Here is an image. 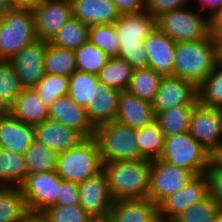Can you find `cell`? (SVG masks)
Returning a JSON list of instances; mask_svg holds the SVG:
<instances>
[{
  "label": "cell",
  "instance_id": "6da1fadb",
  "mask_svg": "<svg viewBox=\"0 0 222 222\" xmlns=\"http://www.w3.org/2000/svg\"><path fill=\"white\" fill-rule=\"evenodd\" d=\"M151 160L105 162L102 172L114 200L148 198Z\"/></svg>",
  "mask_w": 222,
  "mask_h": 222
},
{
  "label": "cell",
  "instance_id": "7a4b0ae2",
  "mask_svg": "<svg viewBox=\"0 0 222 222\" xmlns=\"http://www.w3.org/2000/svg\"><path fill=\"white\" fill-rule=\"evenodd\" d=\"M219 62V45L213 36L198 41L179 42L175 45L173 76L188 80L198 87Z\"/></svg>",
  "mask_w": 222,
  "mask_h": 222
},
{
  "label": "cell",
  "instance_id": "3957f363",
  "mask_svg": "<svg viewBox=\"0 0 222 222\" xmlns=\"http://www.w3.org/2000/svg\"><path fill=\"white\" fill-rule=\"evenodd\" d=\"M114 25L120 47L119 58L127 61L133 69L147 68L149 61L144 40L157 27L156 18L147 10L120 14Z\"/></svg>",
  "mask_w": 222,
  "mask_h": 222
},
{
  "label": "cell",
  "instance_id": "277c9868",
  "mask_svg": "<svg viewBox=\"0 0 222 222\" xmlns=\"http://www.w3.org/2000/svg\"><path fill=\"white\" fill-rule=\"evenodd\" d=\"M189 7L161 14L156 18L157 28L176 43L211 38V19Z\"/></svg>",
  "mask_w": 222,
  "mask_h": 222
},
{
  "label": "cell",
  "instance_id": "5b68a950",
  "mask_svg": "<svg viewBox=\"0 0 222 222\" xmlns=\"http://www.w3.org/2000/svg\"><path fill=\"white\" fill-rule=\"evenodd\" d=\"M103 160L96 139L86 138L79 145L58 154L57 174L66 181L83 182L102 171Z\"/></svg>",
  "mask_w": 222,
  "mask_h": 222
},
{
  "label": "cell",
  "instance_id": "8992f818",
  "mask_svg": "<svg viewBox=\"0 0 222 222\" xmlns=\"http://www.w3.org/2000/svg\"><path fill=\"white\" fill-rule=\"evenodd\" d=\"M37 39L33 10L12 8L0 20V60H10Z\"/></svg>",
  "mask_w": 222,
  "mask_h": 222
},
{
  "label": "cell",
  "instance_id": "52a82bcc",
  "mask_svg": "<svg viewBox=\"0 0 222 222\" xmlns=\"http://www.w3.org/2000/svg\"><path fill=\"white\" fill-rule=\"evenodd\" d=\"M135 129L113 120L96 126V139L103 163L119 160L145 159L140 155Z\"/></svg>",
  "mask_w": 222,
  "mask_h": 222
},
{
  "label": "cell",
  "instance_id": "ba28073f",
  "mask_svg": "<svg viewBox=\"0 0 222 222\" xmlns=\"http://www.w3.org/2000/svg\"><path fill=\"white\" fill-rule=\"evenodd\" d=\"M212 154L200 145L189 132L165 137L159 159L204 174L212 163Z\"/></svg>",
  "mask_w": 222,
  "mask_h": 222
},
{
  "label": "cell",
  "instance_id": "9c48e42d",
  "mask_svg": "<svg viewBox=\"0 0 222 222\" xmlns=\"http://www.w3.org/2000/svg\"><path fill=\"white\" fill-rule=\"evenodd\" d=\"M197 175L183 167L162 159L151 160L148 198L158 205L164 198L177 192Z\"/></svg>",
  "mask_w": 222,
  "mask_h": 222
},
{
  "label": "cell",
  "instance_id": "30bf717a",
  "mask_svg": "<svg viewBox=\"0 0 222 222\" xmlns=\"http://www.w3.org/2000/svg\"><path fill=\"white\" fill-rule=\"evenodd\" d=\"M62 180L57 171L27 175L19 186L27 209L42 212L47 207L56 205Z\"/></svg>",
  "mask_w": 222,
  "mask_h": 222
},
{
  "label": "cell",
  "instance_id": "8fae6325",
  "mask_svg": "<svg viewBox=\"0 0 222 222\" xmlns=\"http://www.w3.org/2000/svg\"><path fill=\"white\" fill-rule=\"evenodd\" d=\"M188 132L213 155L222 147V110L198 103L191 114Z\"/></svg>",
  "mask_w": 222,
  "mask_h": 222
},
{
  "label": "cell",
  "instance_id": "7c38bea8",
  "mask_svg": "<svg viewBox=\"0 0 222 222\" xmlns=\"http://www.w3.org/2000/svg\"><path fill=\"white\" fill-rule=\"evenodd\" d=\"M32 10L37 38L48 42L73 17L71 0H37Z\"/></svg>",
  "mask_w": 222,
  "mask_h": 222
},
{
  "label": "cell",
  "instance_id": "4fadbf2b",
  "mask_svg": "<svg viewBox=\"0 0 222 222\" xmlns=\"http://www.w3.org/2000/svg\"><path fill=\"white\" fill-rule=\"evenodd\" d=\"M209 196V180L207 175H197L191 182L177 192L164 198L158 205V217L175 219L191 206Z\"/></svg>",
  "mask_w": 222,
  "mask_h": 222
},
{
  "label": "cell",
  "instance_id": "5bb4252c",
  "mask_svg": "<svg viewBox=\"0 0 222 222\" xmlns=\"http://www.w3.org/2000/svg\"><path fill=\"white\" fill-rule=\"evenodd\" d=\"M48 41L37 39L8 60L16 70L22 88H33L45 75L44 54Z\"/></svg>",
  "mask_w": 222,
  "mask_h": 222
},
{
  "label": "cell",
  "instance_id": "9a60e30c",
  "mask_svg": "<svg viewBox=\"0 0 222 222\" xmlns=\"http://www.w3.org/2000/svg\"><path fill=\"white\" fill-rule=\"evenodd\" d=\"M198 87L182 78L163 77L155 100L152 102L155 114L184 104H198Z\"/></svg>",
  "mask_w": 222,
  "mask_h": 222
},
{
  "label": "cell",
  "instance_id": "2e32d148",
  "mask_svg": "<svg viewBox=\"0 0 222 222\" xmlns=\"http://www.w3.org/2000/svg\"><path fill=\"white\" fill-rule=\"evenodd\" d=\"M79 204L91 217H103L110 214L114 199L109 191L104 173L78 183Z\"/></svg>",
  "mask_w": 222,
  "mask_h": 222
},
{
  "label": "cell",
  "instance_id": "e0dca14e",
  "mask_svg": "<svg viewBox=\"0 0 222 222\" xmlns=\"http://www.w3.org/2000/svg\"><path fill=\"white\" fill-rule=\"evenodd\" d=\"M175 45L176 42L156 27L144 40L148 67L163 77L173 76Z\"/></svg>",
  "mask_w": 222,
  "mask_h": 222
},
{
  "label": "cell",
  "instance_id": "ac0fdd59",
  "mask_svg": "<svg viewBox=\"0 0 222 222\" xmlns=\"http://www.w3.org/2000/svg\"><path fill=\"white\" fill-rule=\"evenodd\" d=\"M34 132L37 142L58 154L79 145L86 139L81 132L51 119L35 125Z\"/></svg>",
  "mask_w": 222,
  "mask_h": 222
},
{
  "label": "cell",
  "instance_id": "d6986e66",
  "mask_svg": "<svg viewBox=\"0 0 222 222\" xmlns=\"http://www.w3.org/2000/svg\"><path fill=\"white\" fill-rule=\"evenodd\" d=\"M49 119L81 132L86 138L95 135L96 126L86 109L77 105L69 95L57 98L49 106Z\"/></svg>",
  "mask_w": 222,
  "mask_h": 222
},
{
  "label": "cell",
  "instance_id": "ffe728a7",
  "mask_svg": "<svg viewBox=\"0 0 222 222\" xmlns=\"http://www.w3.org/2000/svg\"><path fill=\"white\" fill-rule=\"evenodd\" d=\"M155 118L152 103L142 100L128 91L120 92L115 120L136 130L151 124Z\"/></svg>",
  "mask_w": 222,
  "mask_h": 222
},
{
  "label": "cell",
  "instance_id": "44dd1931",
  "mask_svg": "<svg viewBox=\"0 0 222 222\" xmlns=\"http://www.w3.org/2000/svg\"><path fill=\"white\" fill-rule=\"evenodd\" d=\"M120 92L100 82L93 85L92 100L85 109L95 126L115 120Z\"/></svg>",
  "mask_w": 222,
  "mask_h": 222
},
{
  "label": "cell",
  "instance_id": "7402d4cb",
  "mask_svg": "<svg viewBox=\"0 0 222 222\" xmlns=\"http://www.w3.org/2000/svg\"><path fill=\"white\" fill-rule=\"evenodd\" d=\"M112 222H157V205L149 198L115 200L109 214Z\"/></svg>",
  "mask_w": 222,
  "mask_h": 222
},
{
  "label": "cell",
  "instance_id": "603a6c76",
  "mask_svg": "<svg viewBox=\"0 0 222 222\" xmlns=\"http://www.w3.org/2000/svg\"><path fill=\"white\" fill-rule=\"evenodd\" d=\"M73 17L89 27L114 24L120 16L111 0H71Z\"/></svg>",
  "mask_w": 222,
  "mask_h": 222
},
{
  "label": "cell",
  "instance_id": "cb8c5ba5",
  "mask_svg": "<svg viewBox=\"0 0 222 222\" xmlns=\"http://www.w3.org/2000/svg\"><path fill=\"white\" fill-rule=\"evenodd\" d=\"M35 140L34 126L10 114L0 119V148L24 154Z\"/></svg>",
  "mask_w": 222,
  "mask_h": 222
},
{
  "label": "cell",
  "instance_id": "d4e9b609",
  "mask_svg": "<svg viewBox=\"0 0 222 222\" xmlns=\"http://www.w3.org/2000/svg\"><path fill=\"white\" fill-rule=\"evenodd\" d=\"M9 114L35 126L49 119V108L41 102L34 88H23L9 107Z\"/></svg>",
  "mask_w": 222,
  "mask_h": 222
},
{
  "label": "cell",
  "instance_id": "484cf974",
  "mask_svg": "<svg viewBox=\"0 0 222 222\" xmlns=\"http://www.w3.org/2000/svg\"><path fill=\"white\" fill-rule=\"evenodd\" d=\"M197 104H184L156 113L155 121L165 137L188 132L191 114Z\"/></svg>",
  "mask_w": 222,
  "mask_h": 222
},
{
  "label": "cell",
  "instance_id": "4316f807",
  "mask_svg": "<svg viewBox=\"0 0 222 222\" xmlns=\"http://www.w3.org/2000/svg\"><path fill=\"white\" fill-rule=\"evenodd\" d=\"M25 178L23 154L0 148V187L20 186Z\"/></svg>",
  "mask_w": 222,
  "mask_h": 222
},
{
  "label": "cell",
  "instance_id": "83f0119b",
  "mask_svg": "<svg viewBox=\"0 0 222 222\" xmlns=\"http://www.w3.org/2000/svg\"><path fill=\"white\" fill-rule=\"evenodd\" d=\"M43 64L47 74L70 77L77 71L75 50L59 48L48 42Z\"/></svg>",
  "mask_w": 222,
  "mask_h": 222
},
{
  "label": "cell",
  "instance_id": "f1b7e54d",
  "mask_svg": "<svg viewBox=\"0 0 222 222\" xmlns=\"http://www.w3.org/2000/svg\"><path fill=\"white\" fill-rule=\"evenodd\" d=\"M26 176L57 170L58 153L34 140L23 154Z\"/></svg>",
  "mask_w": 222,
  "mask_h": 222
},
{
  "label": "cell",
  "instance_id": "f546056e",
  "mask_svg": "<svg viewBox=\"0 0 222 222\" xmlns=\"http://www.w3.org/2000/svg\"><path fill=\"white\" fill-rule=\"evenodd\" d=\"M162 78V75L156 73L150 67L133 69L126 91L152 103L155 100Z\"/></svg>",
  "mask_w": 222,
  "mask_h": 222
},
{
  "label": "cell",
  "instance_id": "4dcf8cb0",
  "mask_svg": "<svg viewBox=\"0 0 222 222\" xmlns=\"http://www.w3.org/2000/svg\"><path fill=\"white\" fill-rule=\"evenodd\" d=\"M133 68L122 58H109L105 66L98 73L100 83L109 88L126 91L132 77Z\"/></svg>",
  "mask_w": 222,
  "mask_h": 222
},
{
  "label": "cell",
  "instance_id": "1f68e13d",
  "mask_svg": "<svg viewBox=\"0 0 222 222\" xmlns=\"http://www.w3.org/2000/svg\"><path fill=\"white\" fill-rule=\"evenodd\" d=\"M89 42V26L71 17L49 41L50 44L65 49L77 50Z\"/></svg>",
  "mask_w": 222,
  "mask_h": 222
},
{
  "label": "cell",
  "instance_id": "d6a6232c",
  "mask_svg": "<svg viewBox=\"0 0 222 222\" xmlns=\"http://www.w3.org/2000/svg\"><path fill=\"white\" fill-rule=\"evenodd\" d=\"M27 211L19 186L0 187V222H20Z\"/></svg>",
  "mask_w": 222,
  "mask_h": 222
},
{
  "label": "cell",
  "instance_id": "836d02e7",
  "mask_svg": "<svg viewBox=\"0 0 222 222\" xmlns=\"http://www.w3.org/2000/svg\"><path fill=\"white\" fill-rule=\"evenodd\" d=\"M135 137L140 155L143 158L153 160L160 157L165 136L156 121L141 129H136Z\"/></svg>",
  "mask_w": 222,
  "mask_h": 222
},
{
  "label": "cell",
  "instance_id": "e575fe53",
  "mask_svg": "<svg viewBox=\"0 0 222 222\" xmlns=\"http://www.w3.org/2000/svg\"><path fill=\"white\" fill-rule=\"evenodd\" d=\"M198 102L206 107L222 110V63L219 62L198 86Z\"/></svg>",
  "mask_w": 222,
  "mask_h": 222
},
{
  "label": "cell",
  "instance_id": "d590c367",
  "mask_svg": "<svg viewBox=\"0 0 222 222\" xmlns=\"http://www.w3.org/2000/svg\"><path fill=\"white\" fill-rule=\"evenodd\" d=\"M89 42L102 50L109 58L119 57L120 47L114 24L89 27Z\"/></svg>",
  "mask_w": 222,
  "mask_h": 222
},
{
  "label": "cell",
  "instance_id": "8d00e7d4",
  "mask_svg": "<svg viewBox=\"0 0 222 222\" xmlns=\"http://www.w3.org/2000/svg\"><path fill=\"white\" fill-rule=\"evenodd\" d=\"M33 88L41 102L49 108L57 98L69 94V77L45 73Z\"/></svg>",
  "mask_w": 222,
  "mask_h": 222
},
{
  "label": "cell",
  "instance_id": "74e56055",
  "mask_svg": "<svg viewBox=\"0 0 222 222\" xmlns=\"http://www.w3.org/2000/svg\"><path fill=\"white\" fill-rule=\"evenodd\" d=\"M99 82L98 76L87 72L75 71L69 77V97L80 107L86 108L91 102L93 85Z\"/></svg>",
  "mask_w": 222,
  "mask_h": 222
},
{
  "label": "cell",
  "instance_id": "f35d334b",
  "mask_svg": "<svg viewBox=\"0 0 222 222\" xmlns=\"http://www.w3.org/2000/svg\"><path fill=\"white\" fill-rule=\"evenodd\" d=\"M77 70L98 75L109 57L97 46L87 42L75 50Z\"/></svg>",
  "mask_w": 222,
  "mask_h": 222
},
{
  "label": "cell",
  "instance_id": "ab89813d",
  "mask_svg": "<svg viewBox=\"0 0 222 222\" xmlns=\"http://www.w3.org/2000/svg\"><path fill=\"white\" fill-rule=\"evenodd\" d=\"M22 89L12 64L8 60H0V98L3 102L10 107Z\"/></svg>",
  "mask_w": 222,
  "mask_h": 222
},
{
  "label": "cell",
  "instance_id": "60d3db41",
  "mask_svg": "<svg viewBox=\"0 0 222 222\" xmlns=\"http://www.w3.org/2000/svg\"><path fill=\"white\" fill-rule=\"evenodd\" d=\"M48 222H88L91 216L80 205H53L42 211Z\"/></svg>",
  "mask_w": 222,
  "mask_h": 222
},
{
  "label": "cell",
  "instance_id": "b9f144b4",
  "mask_svg": "<svg viewBox=\"0 0 222 222\" xmlns=\"http://www.w3.org/2000/svg\"><path fill=\"white\" fill-rule=\"evenodd\" d=\"M218 210V205L208 196L203 201L185 210L175 219L179 222H213Z\"/></svg>",
  "mask_w": 222,
  "mask_h": 222
},
{
  "label": "cell",
  "instance_id": "7bdbcfd3",
  "mask_svg": "<svg viewBox=\"0 0 222 222\" xmlns=\"http://www.w3.org/2000/svg\"><path fill=\"white\" fill-rule=\"evenodd\" d=\"M205 174L209 180V196L222 210V169L212 161Z\"/></svg>",
  "mask_w": 222,
  "mask_h": 222
},
{
  "label": "cell",
  "instance_id": "ee69618b",
  "mask_svg": "<svg viewBox=\"0 0 222 222\" xmlns=\"http://www.w3.org/2000/svg\"><path fill=\"white\" fill-rule=\"evenodd\" d=\"M190 0H145V8L155 18L161 14L184 8Z\"/></svg>",
  "mask_w": 222,
  "mask_h": 222
},
{
  "label": "cell",
  "instance_id": "f6af8a7d",
  "mask_svg": "<svg viewBox=\"0 0 222 222\" xmlns=\"http://www.w3.org/2000/svg\"><path fill=\"white\" fill-rule=\"evenodd\" d=\"M79 204V187L77 183L62 180L56 205L73 206Z\"/></svg>",
  "mask_w": 222,
  "mask_h": 222
},
{
  "label": "cell",
  "instance_id": "bcb514c9",
  "mask_svg": "<svg viewBox=\"0 0 222 222\" xmlns=\"http://www.w3.org/2000/svg\"><path fill=\"white\" fill-rule=\"evenodd\" d=\"M120 14L139 13L145 11V0H111Z\"/></svg>",
  "mask_w": 222,
  "mask_h": 222
},
{
  "label": "cell",
  "instance_id": "7dc6e473",
  "mask_svg": "<svg viewBox=\"0 0 222 222\" xmlns=\"http://www.w3.org/2000/svg\"><path fill=\"white\" fill-rule=\"evenodd\" d=\"M192 1V0H191ZM198 2L197 5L200 6L198 9L200 12L204 13L203 10H209L207 13L209 14L208 17L212 19L214 15L222 8V0H194Z\"/></svg>",
  "mask_w": 222,
  "mask_h": 222
},
{
  "label": "cell",
  "instance_id": "c3c4849f",
  "mask_svg": "<svg viewBox=\"0 0 222 222\" xmlns=\"http://www.w3.org/2000/svg\"><path fill=\"white\" fill-rule=\"evenodd\" d=\"M211 29L217 43H222V8L211 19Z\"/></svg>",
  "mask_w": 222,
  "mask_h": 222
},
{
  "label": "cell",
  "instance_id": "681fc988",
  "mask_svg": "<svg viewBox=\"0 0 222 222\" xmlns=\"http://www.w3.org/2000/svg\"><path fill=\"white\" fill-rule=\"evenodd\" d=\"M20 222H48V220L42 212L28 210Z\"/></svg>",
  "mask_w": 222,
  "mask_h": 222
},
{
  "label": "cell",
  "instance_id": "f907efd6",
  "mask_svg": "<svg viewBox=\"0 0 222 222\" xmlns=\"http://www.w3.org/2000/svg\"><path fill=\"white\" fill-rule=\"evenodd\" d=\"M12 8L32 9L37 0H8Z\"/></svg>",
  "mask_w": 222,
  "mask_h": 222
},
{
  "label": "cell",
  "instance_id": "816d5d0a",
  "mask_svg": "<svg viewBox=\"0 0 222 222\" xmlns=\"http://www.w3.org/2000/svg\"><path fill=\"white\" fill-rule=\"evenodd\" d=\"M212 161L222 169V147L213 154Z\"/></svg>",
  "mask_w": 222,
  "mask_h": 222
},
{
  "label": "cell",
  "instance_id": "f5cc1de1",
  "mask_svg": "<svg viewBox=\"0 0 222 222\" xmlns=\"http://www.w3.org/2000/svg\"><path fill=\"white\" fill-rule=\"evenodd\" d=\"M12 7L9 4L8 0H0V20L6 12L11 10Z\"/></svg>",
  "mask_w": 222,
  "mask_h": 222
},
{
  "label": "cell",
  "instance_id": "db71d44e",
  "mask_svg": "<svg viewBox=\"0 0 222 222\" xmlns=\"http://www.w3.org/2000/svg\"><path fill=\"white\" fill-rule=\"evenodd\" d=\"M9 115V106L0 98V119Z\"/></svg>",
  "mask_w": 222,
  "mask_h": 222
},
{
  "label": "cell",
  "instance_id": "11a10c76",
  "mask_svg": "<svg viewBox=\"0 0 222 222\" xmlns=\"http://www.w3.org/2000/svg\"><path fill=\"white\" fill-rule=\"evenodd\" d=\"M88 222H112V219L107 215L103 217H91Z\"/></svg>",
  "mask_w": 222,
  "mask_h": 222
},
{
  "label": "cell",
  "instance_id": "9f6ffc18",
  "mask_svg": "<svg viewBox=\"0 0 222 222\" xmlns=\"http://www.w3.org/2000/svg\"><path fill=\"white\" fill-rule=\"evenodd\" d=\"M213 222H222V210L219 209L218 212L215 215Z\"/></svg>",
  "mask_w": 222,
  "mask_h": 222
},
{
  "label": "cell",
  "instance_id": "6f0895ef",
  "mask_svg": "<svg viewBox=\"0 0 222 222\" xmlns=\"http://www.w3.org/2000/svg\"><path fill=\"white\" fill-rule=\"evenodd\" d=\"M157 222H179V221L177 219H166L158 217Z\"/></svg>",
  "mask_w": 222,
  "mask_h": 222
},
{
  "label": "cell",
  "instance_id": "680465c9",
  "mask_svg": "<svg viewBox=\"0 0 222 222\" xmlns=\"http://www.w3.org/2000/svg\"><path fill=\"white\" fill-rule=\"evenodd\" d=\"M218 45H219L220 62L222 63V43H218Z\"/></svg>",
  "mask_w": 222,
  "mask_h": 222
}]
</instances>
